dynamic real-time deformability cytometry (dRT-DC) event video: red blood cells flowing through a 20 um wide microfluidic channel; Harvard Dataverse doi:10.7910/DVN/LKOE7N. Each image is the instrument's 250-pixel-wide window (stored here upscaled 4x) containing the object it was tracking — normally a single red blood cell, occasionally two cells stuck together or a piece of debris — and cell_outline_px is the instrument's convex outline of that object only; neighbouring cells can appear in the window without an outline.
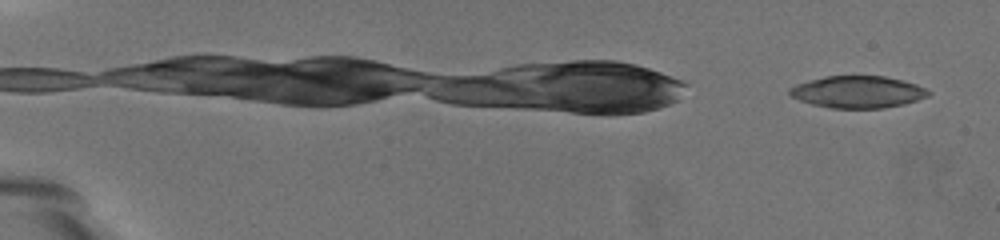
{"species": "common noctule bat (a hibernating species)", "species_latin": "Nyctalus noctula", "temperature_condition": "warm", "stored_images_in_passage": 64, "camera_frame_rate_fps": 3000, "um_per_image_px": 0.085, "animal": {"sex": "female", "body_mass_g": 19.5, "forearm_length_mm": 54.1}, "frame": {"image": 1, "passage_image": 1, "time_ms": 0.0, "image_size_px": [1000, 240], "cell_outline_px": [[932, 92], [928, 96], [904, 104], [880, 108], [832, 108], [812, 104], [800, 100], [792, 96], [788, 92], [788, 88], [796, 84], [824, 76], [884, 76], [904, 80], [916, 84]], "centroid_in_image_um": [72.91, 7.81], "position_along_channel_um": 12.1, "area_um2": 25.78}}
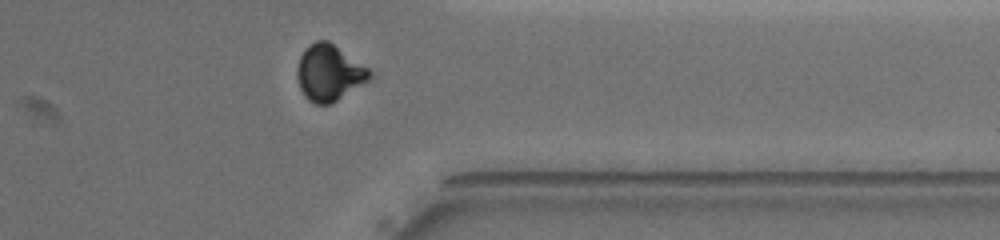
{"frame": {"image": 2, "passage_image": 52, "time_ms": 17.0, "image_size_px": [1000, 240], "cell_outline_px": [[372, 76], [368, 80], [332, 104], [316, 104], [308, 100], [304, 96], [300, 88], [296, 76], [296, 68], [300, 56], [304, 48], [308, 44], [316, 40], [328, 40], [368, 68], [372, 72]], "centroid_in_image_um": [27.94, 6.18], "position_along_channel_um": 383.5, "area_um2": 23.81}}
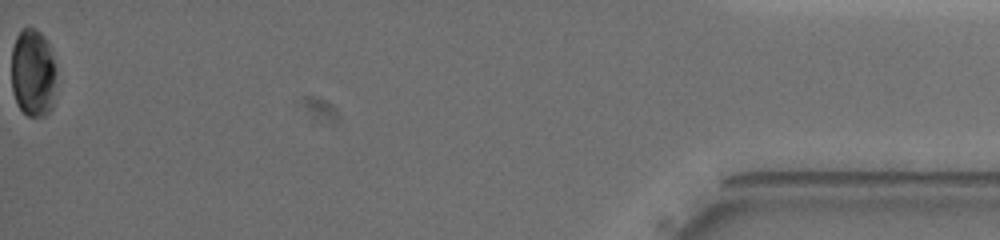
{"frame": {"image": 3, "passage_image": 64, "time_ms": 21.0, "image_size_px": [1000, 240], "cell_outline_px": [[56, 72], [52, 108], [44, 116], [28, 116], [16, 104], [12, 92], [12, 48], [16, 36], [20, 28], [28, 24], [36, 28], [44, 36], [48, 44], [56, 68]], "centroid_in_image_um": [2.79, 6.15], "position_along_channel_um": 432.4, "area_um2": 23.47}, "authors_computed_cell_mechanics": {"area_um2": 26.6169, "velocity_mm_per_s": 3.282, "shape_relaxation_time_tau1_ms": 5.1997, "shape_relaxation_time_tau2_ms": null, "deformation_change_tau1": 0.2707, "deformation_change_tau2": null}}